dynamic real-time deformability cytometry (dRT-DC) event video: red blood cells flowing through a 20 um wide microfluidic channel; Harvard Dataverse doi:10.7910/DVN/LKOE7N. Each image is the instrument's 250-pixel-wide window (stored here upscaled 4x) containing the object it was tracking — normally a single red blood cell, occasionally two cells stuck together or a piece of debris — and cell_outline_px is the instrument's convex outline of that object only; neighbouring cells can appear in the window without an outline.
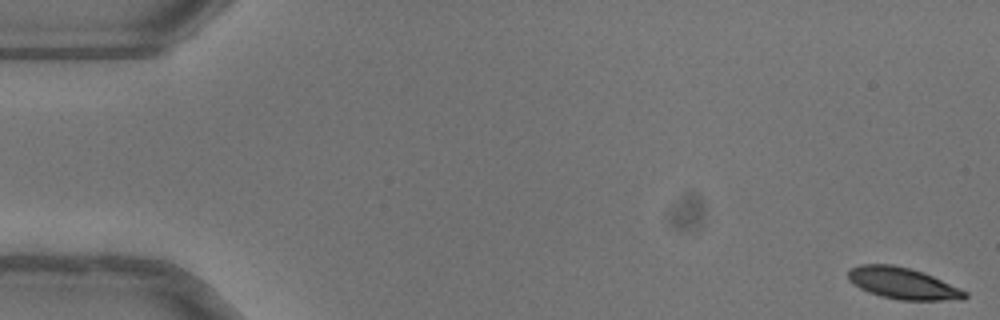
{"species": "common noctule bat (a hibernating species)", "species_latin": "Nyctalus noctula", "temperature_condition": "warm", "stored_images_in_passage": 10, "camera_frame_rate_fps": 3000, "um_per_image_px": 0.085, "animal": {"sex": "female"}, "frame": {"image": 1, "passage_image": 1, "time_ms": 0.0, "image_size_px": [1000, 320], "cell_outline_px": [[968, 296], [964, 300], [900, 300], [880, 296], [868, 292], [860, 288], [848, 280], [848, 272], [852, 268], [860, 264], [892, 264], [924, 272], [960, 288], [968, 292]], "centroid_in_image_um": [76.77, 24.09], "position_along_channel_um": 8.2, "area_um2": 21.5}}